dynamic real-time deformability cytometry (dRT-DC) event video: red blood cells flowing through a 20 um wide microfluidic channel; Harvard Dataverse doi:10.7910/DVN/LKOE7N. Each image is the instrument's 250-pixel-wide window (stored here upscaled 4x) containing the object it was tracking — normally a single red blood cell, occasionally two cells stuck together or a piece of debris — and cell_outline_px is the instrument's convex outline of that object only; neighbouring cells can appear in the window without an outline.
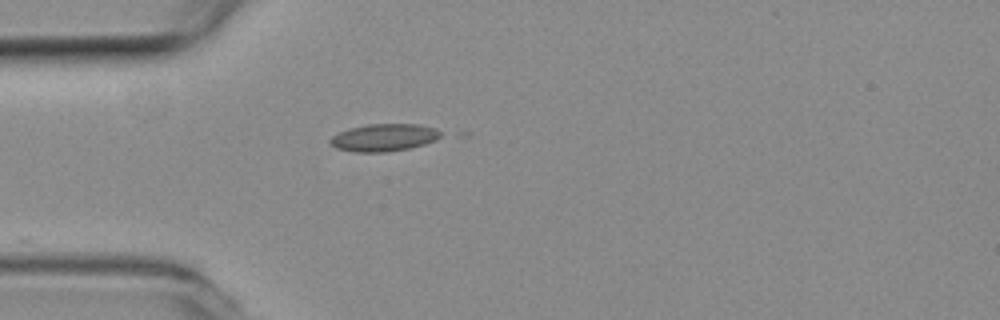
{"species": "common noctule bat (a hibernating species)", "species_latin": "Nyctalus noctula", "temperature_condition": "room temperature", "stored_images_in_passage": 4, "camera_frame_rate_fps": 3000, "um_per_image_px": 0.085, "animal": {"sex": "female", "body_mass_g": 19.3, "forearm_length_mm": 54.1}, "frame": {"image": 1, "passage_image": 1, "time_ms": 0.0, "image_size_px": [1000, 320], "cell_outline_px": [[444, 136], [436, 140], [424, 144], [408, 148], [384, 152], [356, 152], [336, 148], [328, 140], [332, 136], [340, 132], [352, 128], [368, 124], [420, 124], [436, 128], [444, 132]], "centroid_in_image_um": [32.71, 11.68], "position_along_channel_um": 52.3, "area_um2": 17.69}}
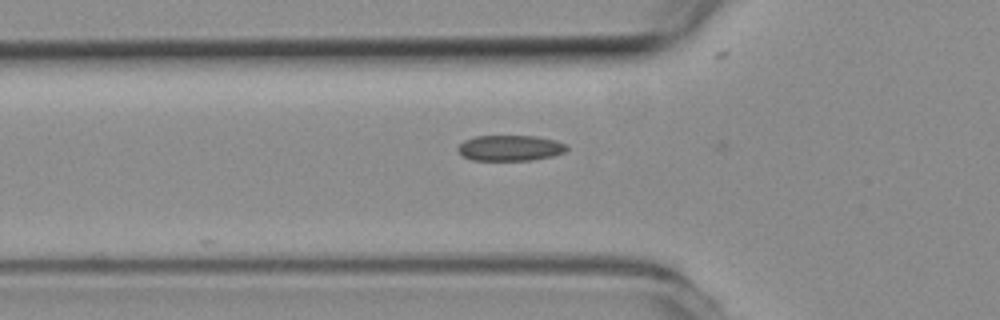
{"frame": {"image": 2, "passage_image": 4, "time_ms": 1.0, "image_size_px": [1000, 320], "cell_outline_px": [[568, 148], [564, 152], [552, 156], [532, 160], [472, 160], [464, 156], [456, 148], [464, 140], [476, 136], [536, 136], [556, 140], [568, 144]], "centroid_in_image_um": [43.39, 12.57], "position_along_channel_um": 82.4, "area_um2": 16.3}}